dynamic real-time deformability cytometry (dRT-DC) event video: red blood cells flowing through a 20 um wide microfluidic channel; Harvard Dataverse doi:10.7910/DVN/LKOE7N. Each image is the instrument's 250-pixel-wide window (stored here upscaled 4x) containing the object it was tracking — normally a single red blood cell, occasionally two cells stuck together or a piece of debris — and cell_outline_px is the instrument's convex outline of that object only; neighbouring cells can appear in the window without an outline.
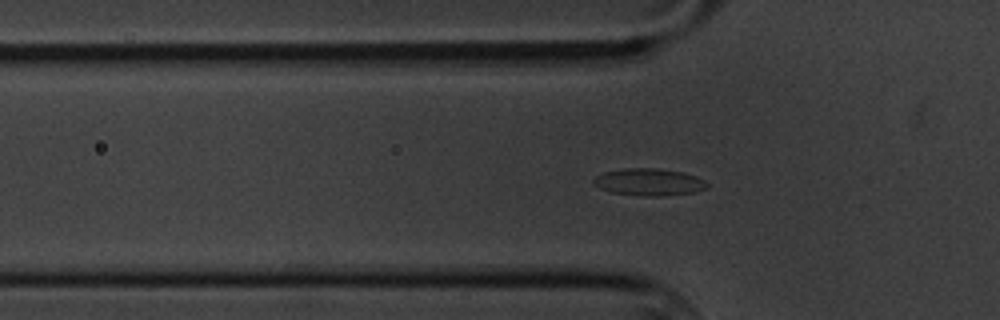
{"species": "common noctule bat (a hibernating species)", "species_latin": "Nyctalus noctula", "temperature_condition": "cold", "stored_images_in_passage": 52, "camera_frame_rate_fps": 3000, "um_per_image_px": 0.085, "animal": {"sex": "male", "body_mass_g": 20.1, "forearm_length_mm": 53.5}, "frame": {"image": 1, "passage_image": 18, "time_ms": 5.667, "image_size_px": [1000, 320], "cell_outline_px": [[708, 188], [696, 192], [664, 196], [644, 196], [612, 192], [600, 188], [592, 184], [592, 180], [596, 176], [604, 172], [624, 168], [660, 168], [684, 172], [696, 176], [704, 180], [708, 184]], "centroid_in_image_um": [55.19, 15.47], "position_along_channel_um": 70.6, "area_um2": 18.15}}
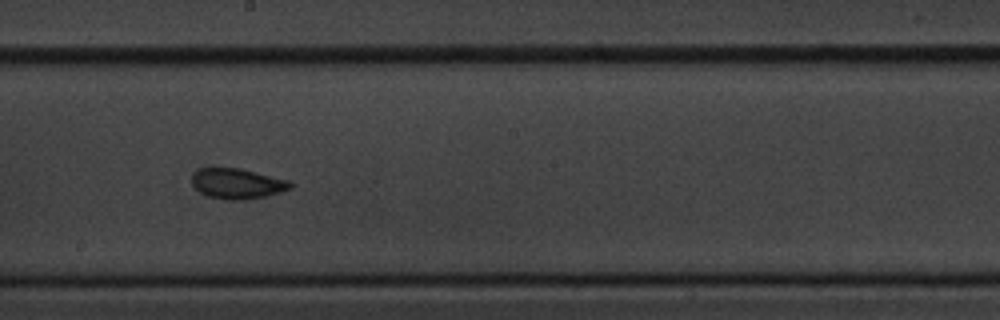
{"frame": {"image": 2, "passage_image": 32, "time_ms": 10.333, "image_size_px": [1000, 320], "cell_outline_px": [[292, 188], [280, 192], [248, 200], [228, 200], [208, 196], [200, 192], [192, 184], [192, 176], [200, 168], [240, 168], [288, 180], [292, 184]], "centroid_in_image_um": [20.17, 15.61], "position_along_channel_um": 228.0, "area_um2": 17.28}}
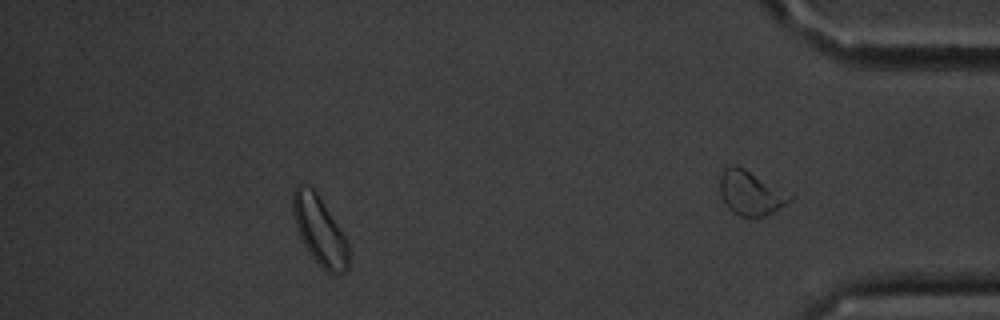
{"frame": {"image": 3, "passage_image": 45, "time_ms": 14.667, "image_size_px": [1000, 320], "cell_outline_px": [[348, 268], [344, 272], [332, 276], [308, 252], [300, 236], [292, 212], [292, 192], [296, 184], [300, 184], [312, 188], [316, 192], [344, 236], [348, 244]], "centroid_in_image_um": [27.15, 19.6], "position_along_channel_um": 408.1, "area_um2": 21.79}, "authors_computed_cell_mechanics": {"area_um2": 17.4845, "velocity_mm_per_s": 3.355, "shape_relaxation_time_tau1_ms": 4.633, "shape_relaxation_time_tau2_ms": 1.7456, "deformation_change_tau1": 0.112, "deformation_change_tau2": 0.0632}}